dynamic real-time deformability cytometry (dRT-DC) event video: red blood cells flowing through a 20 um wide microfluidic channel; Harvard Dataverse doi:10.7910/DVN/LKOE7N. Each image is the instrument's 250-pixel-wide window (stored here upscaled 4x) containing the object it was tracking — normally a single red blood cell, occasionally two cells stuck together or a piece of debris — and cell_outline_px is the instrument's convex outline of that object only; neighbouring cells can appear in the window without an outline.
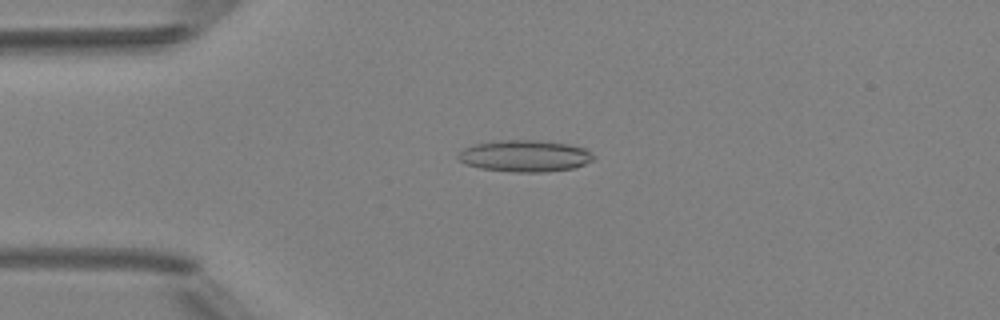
{"species": "Egyptian fruit bat (a non-hibernating species)", "species_latin": "Rousettus aegyptiacus", "temperature_condition": "room temperature", "stored_images_in_passage": 4, "camera_frame_rate_fps": 3000, "um_per_image_px": 0.085, "animal": {"sex": "female"}, "frame": {"image": 1, "passage_image": 4, "time_ms": 3.333, "image_size_px": [1000, 320], "cell_outline_px": [[596, 156], [592, 160], [584, 164], [572, 168], [544, 172], [516, 172], [480, 168], [464, 164], [456, 156], [464, 148], [476, 144], [500, 140], [536, 140], [568, 144], [584, 148]], "centroid_in_image_um": [44.6, 13.25], "position_along_channel_um": 40.4, "area_um2": 24.8}}